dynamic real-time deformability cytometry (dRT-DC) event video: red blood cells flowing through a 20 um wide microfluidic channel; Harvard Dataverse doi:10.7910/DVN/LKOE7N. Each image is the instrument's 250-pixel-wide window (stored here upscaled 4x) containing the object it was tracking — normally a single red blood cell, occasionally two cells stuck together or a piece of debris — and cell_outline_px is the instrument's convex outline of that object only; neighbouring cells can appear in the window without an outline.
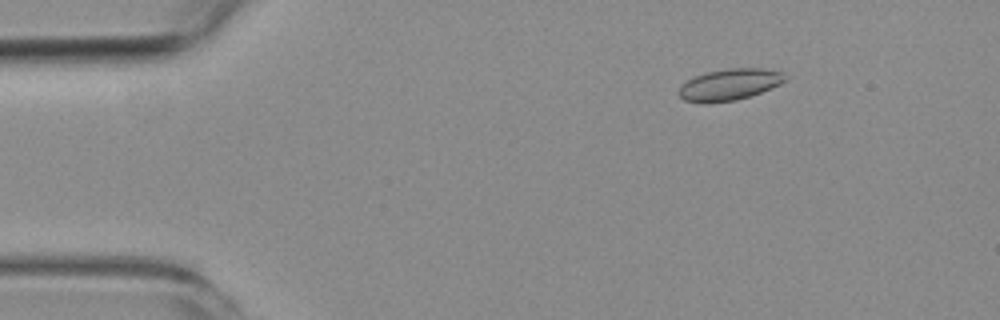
{"species": "common noctule bat (a hibernating species)", "species_latin": "Nyctalus noctula", "temperature_condition": "room temperature", "stored_images_in_passage": 5, "camera_frame_rate_fps": 3000, "um_per_image_px": 0.085, "animal": {"sex": "female", "body_mass_g": 19.3, "forearm_length_mm": 54.1}, "frame": {"image": 1, "passage_image": 3, "time_ms": 2.333, "image_size_px": [1000, 320], "cell_outline_px": [[788, 80], [780, 84], [760, 92], [736, 100], [708, 104], [704, 104], [684, 100], [676, 92], [680, 84], [704, 72], [728, 68], [764, 68], [784, 72], [788, 76]], "centroid_in_image_um": [61.99, 7.19], "position_along_channel_um": 23.0, "area_um2": 19.88}}